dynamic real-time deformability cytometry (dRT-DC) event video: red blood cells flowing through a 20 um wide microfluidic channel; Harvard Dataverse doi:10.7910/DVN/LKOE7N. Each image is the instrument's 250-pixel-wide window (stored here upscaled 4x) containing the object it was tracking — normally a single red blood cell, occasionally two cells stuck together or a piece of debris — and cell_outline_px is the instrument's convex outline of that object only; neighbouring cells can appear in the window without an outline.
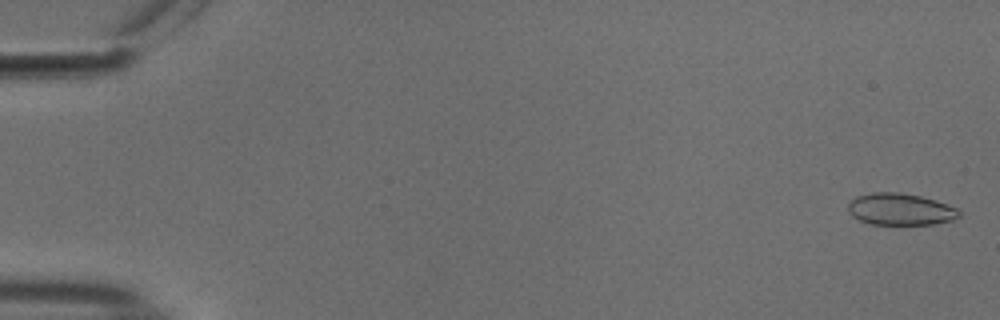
{"species": "common noctule bat (a hibernating species)", "species_latin": "Nyctalus noctula", "temperature_condition": "cold", "stored_images_in_passage": 55, "camera_frame_rate_fps": 3000, "um_per_image_px": 0.085, "animal": {"sex": "male", "body_mass_g": 18.8}, "frame": {"image": 1, "passage_image": 2, "time_ms": 0.333, "image_size_px": [1000, 320], "cell_outline_px": [[960, 216], [952, 220], [932, 224], [872, 224], [860, 220], [852, 216], [848, 212], [848, 204], [856, 196], [872, 192], [900, 192], [920, 196], [936, 200], [956, 208], [960, 212]], "centroid_in_image_um": [76.51, 17.78], "position_along_channel_um": 8.5, "area_um2": 20.52}}
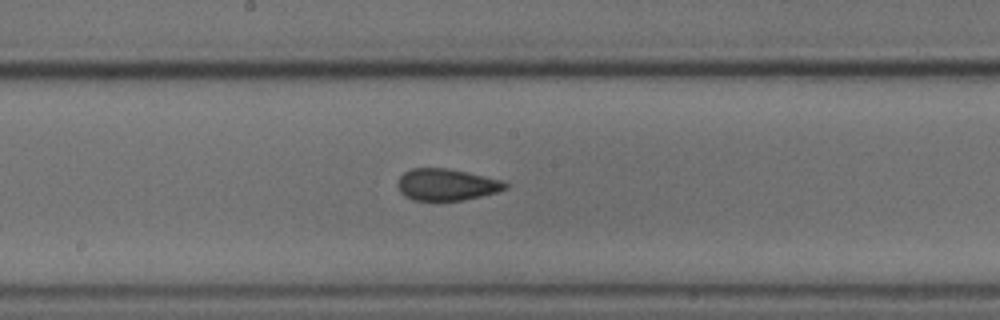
{"frame": {"image": 2, "passage_image": 30, "time_ms": 9.667, "image_size_px": [1000, 320], "cell_outline_px": [[508, 188], [496, 192], [464, 200], [412, 200], [404, 196], [400, 192], [396, 184], [400, 176], [404, 172], [412, 168], [448, 168], [500, 180], [508, 184]], "centroid_in_image_um": [37.9, 15.69], "position_along_channel_um": 210.3, "area_um2": 19.77}}
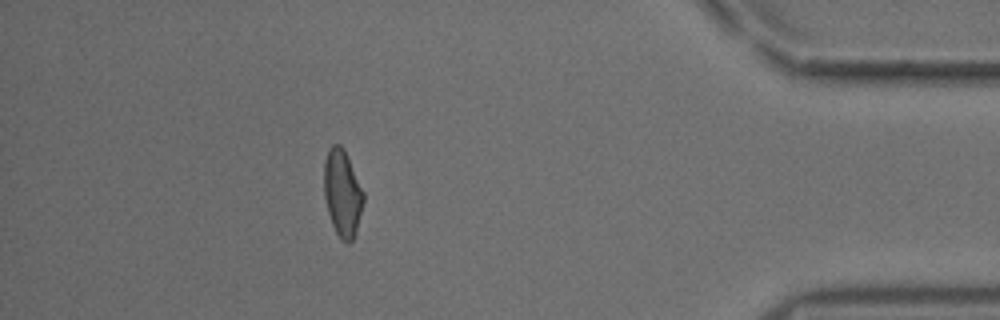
{"frame": {"image": 3, "passage_image": 49, "time_ms": 16.0, "image_size_px": [1000, 320], "cell_outline_px": [[364, 200], [356, 232], [352, 240], [348, 244], [340, 240], [332, 224], [328, 212], [324, 196], [324, 160], [328, 148], [332, 144], [340, 144], [344, 148], [364, 192]], "centroid_in_image_um": [29.1, 16.4], "position_along_channel_um": 406.1, "area_um2": 20.11}, "authors_computed_cell_mechanics": {"area_um2": 20.4034, "velocity_mm_per_s": 3.7607, "shape_relaxation_time_tau1_ms": 8.8028, "shape_relaxation_time_tau2_ms": 1.1232, "deformation_change_tau1": 0.1355, "deformation_change_tau2": 0.0576}}